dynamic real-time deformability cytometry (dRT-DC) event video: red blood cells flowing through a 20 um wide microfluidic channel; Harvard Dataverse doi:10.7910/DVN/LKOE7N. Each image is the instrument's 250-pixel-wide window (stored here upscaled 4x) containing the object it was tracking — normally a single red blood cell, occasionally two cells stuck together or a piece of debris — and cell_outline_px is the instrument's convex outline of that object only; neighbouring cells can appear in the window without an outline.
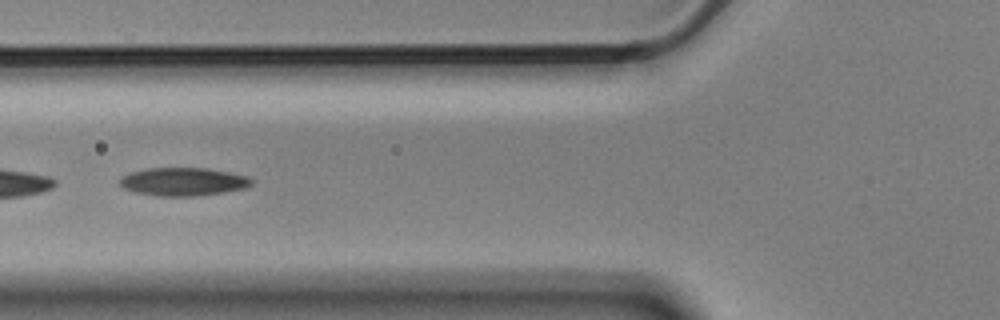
{"species": "Egyptian fruit bat (a non-hibernating species)", "species_latin": "Rousettus aegyptiacus", "temperature_condition": "cold", "stored_images_in_passage": 18, "camera_frame_rate_fps": 3000, "um_per_image_px": 0.085, "animal": {"sex": "male"}, "frame": {"image": 1, "passage_image": 13, "time_ms": 4.0, "image_size_px": [1000, 320], "cell_outline_px": [[252, 184], [248, 188], [224, 192], [196, 196], [156, 196], [136, 192], [124, 188], [120, 184], [120, 180], [124, 176], [132, 172], [148, 168], [208, 168], [248, 176], [252, 180]], "centroid_in_image_um": [15.62, 15.45], "position_along_channel_um": 110.2, "area_um2": 21.56}}
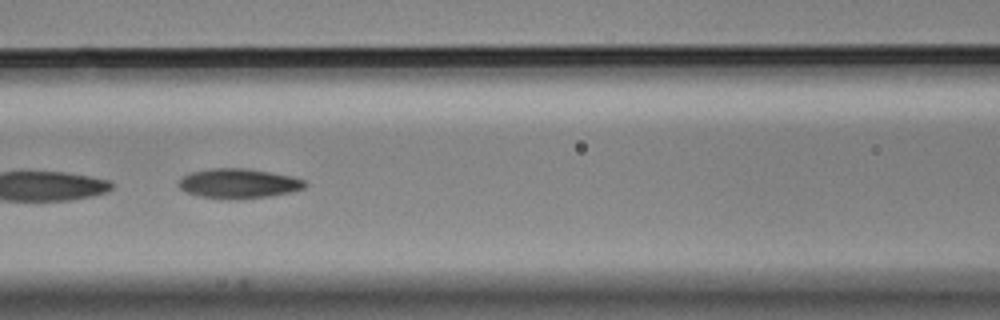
{"frame": {"image": 2, "passage_image": 16, "time_ms": 5.0, "image_size_px": [1000, 320], "cell_outline_px": [[308, 184], [304, 188], [292, 192], [272, 196], [236, 200], [200, 196], [188, 192], [180, 188], [176, 184], [180, 176], [188, 172], [212, 168], [248, 168], [292, 176], [304, 180]], "centroid_in_image_um": [20.26, 15.59], "position_along_channel_um": 146.3, "area_um2": 22.25}}